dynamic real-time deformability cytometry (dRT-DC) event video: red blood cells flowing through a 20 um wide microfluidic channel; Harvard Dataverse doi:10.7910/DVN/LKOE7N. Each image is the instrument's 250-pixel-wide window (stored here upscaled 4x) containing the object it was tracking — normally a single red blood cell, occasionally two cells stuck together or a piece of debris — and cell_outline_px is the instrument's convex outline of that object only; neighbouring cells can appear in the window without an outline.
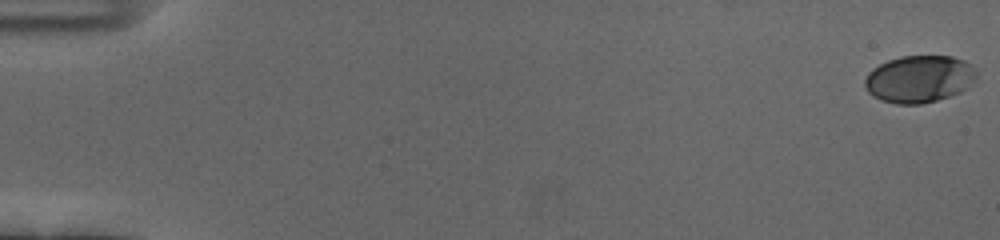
{"species": "human", "species_latin": "Homo sapiens", "temperature_condition": "cold", "stored_images_in_passage": 25, "camera_frame_rate_fps": 3000, "um_per_image_px": 0.085, "donor": {"sex": "female"}, "frame": {"image": 1, "passage_image": 1, "time_ms": 0.0, "image_size_px": [1000, 240], "cell_outline_px": [[976, 76], [968, 88], [960, 92], [936, 100], [920, 104], [896, 104], [880, 100], [872, 96], [868, 92], [864, 84], [864, 80], [868, 72], [872, 68], [888, 60], [900, 56], [952, 56], [964, 60], [972, 64], [976, 72]], "centroid_in_image_um": [78.11, 6.71], "position_along_channel_um": 6.9, "area_um2": 30.87}}
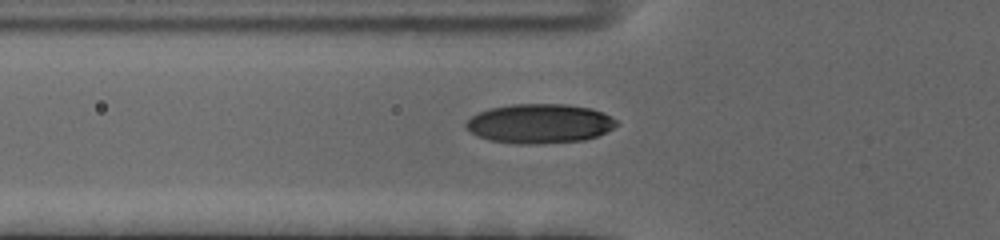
{"frame": {"image": 2, "passage_image": 21, "time_ms": 6.667, "image_size_px": [1000, 240], "cell_outline_px": [[620, 124], [596, 136], [584, 140], [528, 144], [520, 144], [488, 140], [476, 136], [464, 124], [472, 116], [488, 108], [512, 104], [568, 104], [592, 108], [604, 112], [616, 120]], "centroid_in_image_um": [45.87, 10.49], "position_along_channel_um": 79.9, "area_um2": 34.51}}
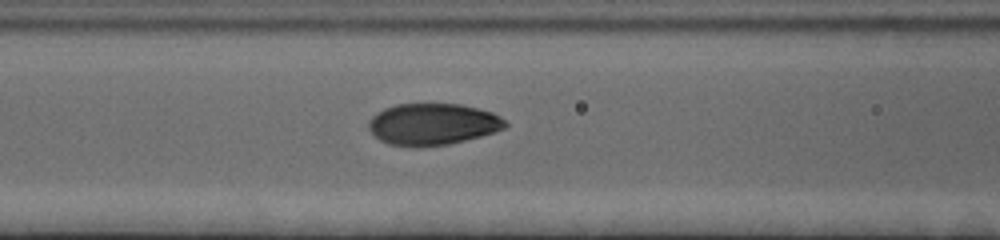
{"frame": {"image": 3, "passage_image": 25, "time_ms": 8.0, "image_size_px": [1000, 240], "cell_outline_px": [[508, 124], [504, 128], [496, 132], [448, 144], [412, 148], [388, 144], [380, 140], [368, 128], [368, 120], [376, 112], [384, 108], [396, 104], [460, 104], [492, 112], [500, 116]], "centroid_in_image_um": [36.75, 10.56], "position_along_channel_um": 129.9, "area_um2": 33.29}}